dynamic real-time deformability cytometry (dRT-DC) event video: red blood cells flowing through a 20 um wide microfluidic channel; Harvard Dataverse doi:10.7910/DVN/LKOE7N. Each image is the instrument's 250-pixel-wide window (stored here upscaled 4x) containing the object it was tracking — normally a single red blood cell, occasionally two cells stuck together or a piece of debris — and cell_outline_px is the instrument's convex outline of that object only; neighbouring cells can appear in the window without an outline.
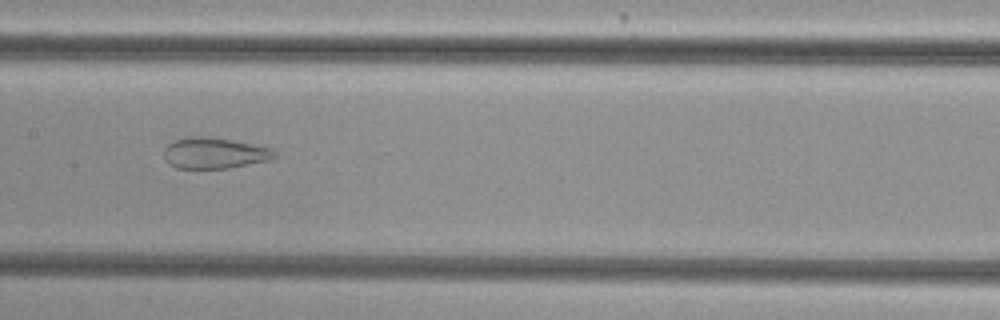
{"species": "common noctule bat (a hibernating species)", "species_latin": "Nyctalus noctula", "temperature_condition": "cold", "stored_images_in_passage": 54, "camera_frame_rate_fps": 3000, "um_per_image_px": 0.085, "animal": {"sex": "female", "body_mass_g": 29.2, "forearm_length_mm": 56.3}, "frame": {"image": 1, "passage_image": 28, "time_ms": 9.0, "image_size_px": [1000, 320], "cell_outline_px": [[276, 156], [268, 160], [228, 168], [176, 168], [168, 164], [164, 156], [164, 148], [168, 144], [176, 140], [188, 136], [204, 136], [232, 140], [252, 144], [268, 148]], "centroid_in_image_um": [18.14, 13.01], "position_along_channel_um": 189.3, "area_um2": 19.65}}
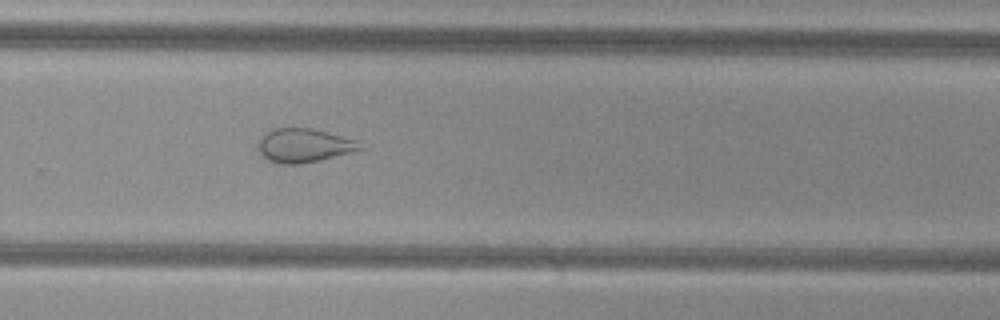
{"frame": {"image": 2, "passage_image": 37, "time_ms": 12.0, "image_size_px": [1000, 320], "cell_outline_px": [[364, 148], [352, 152], [320, 160], [300, 164], [280, 164], [268, 160], [260, 152], [256, 144], [260, 136], [264, 132], [276, 128], [312, 128], [360, 140]], "centroid_in_image_um": [25.84, 12.35], "position_along_channel_um": 304.0, "area_um2": 20.4}}
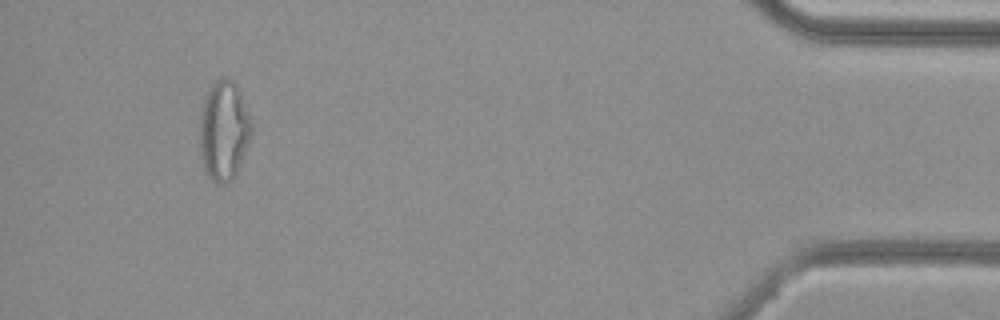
{"frame": {"image": 3, "passage_image": 51, "time_ms": 16.667, "image_size_px": [1000, 320], "cell_outline_px": [[252, 132], [248, 144], [236, 176], [232, 180], [224, 184], [216, 184], [208, 176], [204, 168], [200, 156], [200, 108], [204, 96], [212, 84], [216, 80], [224, 76], [228, 76], [240, 88], [252, 124]], "centroid_in_image_um": [19.02, 11.08], "position_along_channel_um": 416.2, "area_um2": 30.69}, "authors_computed_cell_mechanics": {"area_um2": 27.6573, "velocity_mm_per_s": 3.8308, "shape_relaxation_time_tau1_ms": null, "shape_relaxation_time_tau2_ms": 1.1047, "deformation_change_tau1": null, "deformation_change_tau2": 0.0812}}